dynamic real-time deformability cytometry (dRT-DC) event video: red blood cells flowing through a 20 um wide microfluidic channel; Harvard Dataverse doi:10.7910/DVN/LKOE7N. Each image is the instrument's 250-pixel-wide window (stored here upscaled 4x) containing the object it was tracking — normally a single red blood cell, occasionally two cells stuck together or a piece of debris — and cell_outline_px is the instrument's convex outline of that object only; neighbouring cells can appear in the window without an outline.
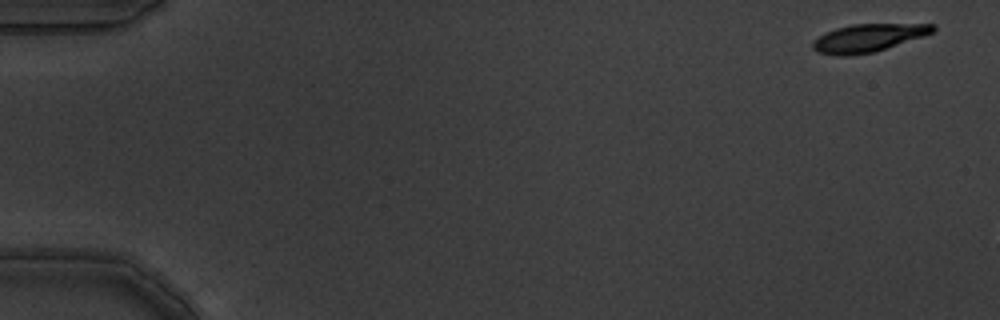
{"species": "common noctule bat (a hibernating species)", "species_latin": "Nyctalus noctula", "temperature_condition": "warm", "stored_images_in_passage": 4, "camera_frame_rate_fps": 3000, "um_per_image_px": 0.085, "animal": {"sex": "male", "body_mass_g": 19.5, "forearm_length_mm": 54.6}, "frame": {"image": 1, "passage_image": 1, "time_ms": 0.0, "image_size_px": [1000, 320], "cell_outline_px": [[936, 28], [932, 32], [924, 36], [872, 52], [848, 56], [840, 56], [816, 52], [812, 48], [812, 40], [836, 28], [852, 24], [936, 24]], "centroid_in_image_um": [73.77, 3.22], "position_along_channel_um": 11.2, "area_um2": 19.31}}